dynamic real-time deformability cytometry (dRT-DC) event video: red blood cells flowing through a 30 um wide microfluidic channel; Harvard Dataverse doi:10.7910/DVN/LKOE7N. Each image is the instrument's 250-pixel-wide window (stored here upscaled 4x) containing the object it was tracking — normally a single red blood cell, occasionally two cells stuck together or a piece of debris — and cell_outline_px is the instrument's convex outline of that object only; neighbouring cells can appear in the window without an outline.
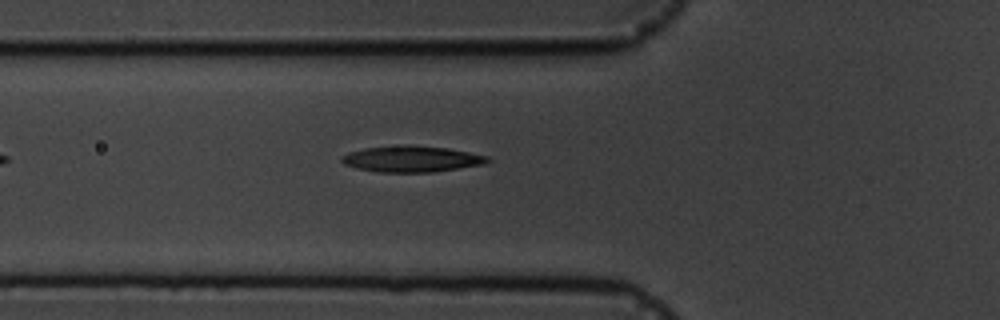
{"species": "common noctule bat (a hibernating species)", "species_latin": "Nyctalus noctula", "temperature_condition": "cold", "stored_images_in_passage": 5, "camera_frame_rate_fps": 3000, "um_per_image_px": 0.085, "animal": {"sex": "male", "body_mass_g": 19.5, "forearm_length_mm": 54.6}, "frame": {"image": 1, "passage_image": 5, "time_ms": 5.333, "image_size_px": [1000, 320], "cell_outline_px": [[492, 160], [484, 164], [432, 172], [376, 172], [356, 168], [344, 164], [340, 160], [340, 156], [348, 152], [364, 148], [404, 144], [408, 144], [448, 148], [488, 156]], "centroid_in_image_um": [34.95, 13.5], "position_along_channel_um": 90.9, "area_um2": 22.43}}